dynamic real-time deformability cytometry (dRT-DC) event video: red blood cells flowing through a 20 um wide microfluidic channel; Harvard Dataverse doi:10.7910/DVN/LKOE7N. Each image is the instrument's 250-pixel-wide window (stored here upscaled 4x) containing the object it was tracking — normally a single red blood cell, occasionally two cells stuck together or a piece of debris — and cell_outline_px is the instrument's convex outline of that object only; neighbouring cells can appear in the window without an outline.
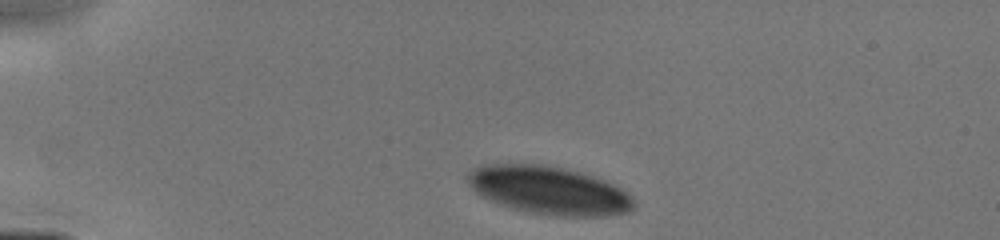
{"species": "human", "species_latin": "Homo sapiens", "temperature_condition": "cold", "stored_images_in_passage": 11, "camera_frame_rate_fps": 3000, "um_per_image_px": 0.085, "donor": {"sex": "male"}, "frame": {"image": 1, "passage_image": 1, "time_ms": 0.0, "image_size_px": [1000, 240], "cell_outline_px": [[636, 204], [628, 212], [604, 216], [556, 216], [528, 212], [512, 208], [500, 204], [480, 196], [472, 188], [468, 180], [468, 172], [484, 164], [544, 164], [592, 176], [604, 180], [620, 188], [632, 196]], "centroid_in_image_um": [46.66, 16.19], "position_along_channel_um": 38.3, "area_um2": 46.18}}
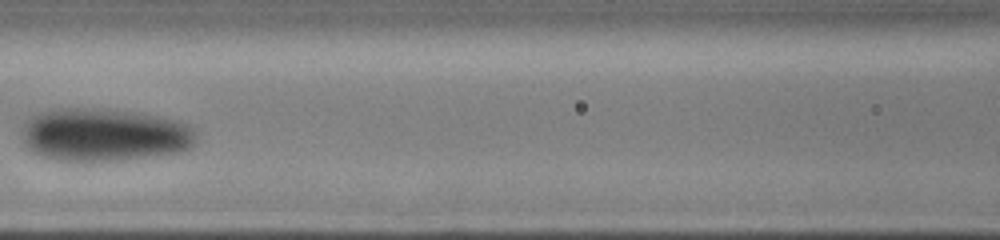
{"frame": {"image": 2, "passage_image": 7, "time_ms": 4.0, "image_size_px": [1000, 240], "cell_outline_px": [[196, 136], [192, 144], [188, 148], [180, 152], [120, 160], [52, 160], [40, 156], [32, 152], [24, 144], [20, 132], [20, 128], [24, 120], [28, 116], [48, 108], [100, 108], [140, 112], [160, 116], [176, 120], [188, 124], [196, 132]], "centroid_in_image_um": [8.76, 11.43], "position_along_channel_um": 157.8, "area_um2": 54.68}}
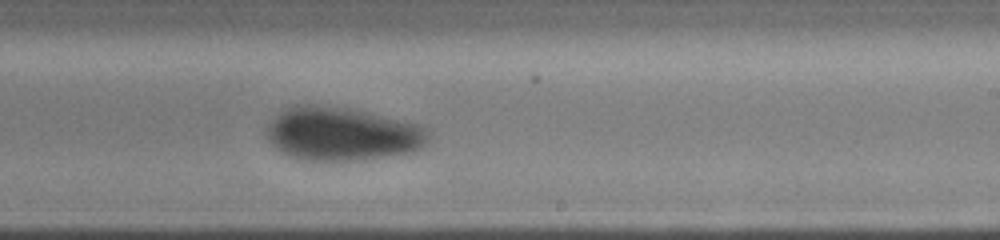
{"frame": {"image": 3, "passage_image": 11, "time_ms": 6.333, "image_size_px": [1000, 240], "cell_outline_px": [[432, 136], [428, 144], [412, 152], [352, 160], [304, 160], [288, 156], [276, 148], [268, 140], [264, 128], [280, 112], [296, 104], [316, 104], [348, 108], [416, 124], [432, 132]], "centroid_in_image_um": [29.05, 11.38], "position_along_channel_um": 260.0, "area_um2": 50.23}}